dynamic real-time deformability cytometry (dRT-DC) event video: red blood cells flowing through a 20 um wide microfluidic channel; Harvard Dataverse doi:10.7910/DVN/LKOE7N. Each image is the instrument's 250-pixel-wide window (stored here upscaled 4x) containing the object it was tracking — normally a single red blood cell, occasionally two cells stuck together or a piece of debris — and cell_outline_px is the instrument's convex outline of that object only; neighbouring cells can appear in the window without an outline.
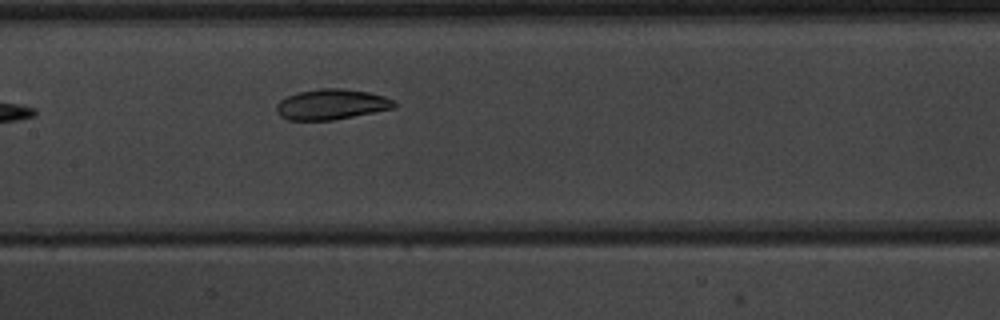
{"species": "common noctule bat (a hibernating species)", "species_latin": "Nyctalus noctula", "temperature_condition": "warm", "stored_images_in_passage": 4, "camera_frame_rate_fps": 3000, "um_per_image_px": 0.085, "animal": {"sex": "male", "body_mass_g": 20.1, "forearm_length_mm": 53.5}, "frame": {"image": 1, "passage_image": 4, "time_ms": 3.667, "image_size_px": [1000, 320], "cell_outline_px": [[396, 108], [332, 120], [288, 120], [280, 116], [276, 112], [276, 104], [280, 100], [296, 92], [320, 88], [344, 88], [368, 92], [384, 96], [392, 100], [396, 104]], "centroid_in_image_um": [28.15, 8.87], "position_along_channel_um": 179.2, "area_um2": 20.98}}